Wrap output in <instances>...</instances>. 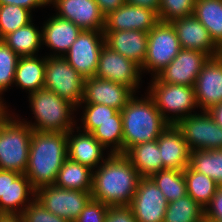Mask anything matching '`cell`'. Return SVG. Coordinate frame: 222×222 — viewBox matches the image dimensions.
Listing matches in <instances>:
<instances>
[{"instance_id": "cell-14", "label": "cell", "mask_w": 222, "mask_h": 222, "mask_svg": "<svg viewBox=\"0 0 222 222\" xmlns=\"http://www.w3.org/2000/svg\"><path fill=\"white\" fill-rule=\"evenodd\" d=\"M168 206L162 191L151 178H141L129 205L137 222H163Z\"/></svg>"}, {"instance_id": "cell-4", "label": "cell", "mask_w": 222, "mask_h": 222, "mask_svg": "<svg viewBox=\"0 0 222 222\" xmlns=\"http://www.w3.org/2000/svg\"><path fill=\"white\" fill-rule=\"evenodd\" d=\"M28 96L35 122H27L24 118L20 120L28 124L32 130L67 133L77 126L73 116L77 108L55 92L43 88Z\"/></svg>"}, {"instance_id": "cell-41", "label": "cell", "mask_w": 222, "mask_h": 222, "mask_svg": "<svg viewBox=\"0 0 222 222\" xmlns=\"http://www.w3.org/2000/svg\"><path fill=\"white\" fill-rule=\"evenodd\" d=\"M205 220L222 222V186H219L210 203L204 208Z\"/></svg>"}, {"instance_id": "cell-7", "label": "cell", "mask_w": 222, "mask_h": 222, "mask_svg": "<svg viewBox=\"0 0 222 222\" xmlns=\"http://www.w3.org/2000/svg\"><path fill=\"white\" fill-rule=\"evenodd\" d=\"M181 50L172 22L159 21L148 32L147 52L141 67L143 73L155 77L178 55Z\"/></svg>"}, {"instance_id": "cell-30", "label": "cell", "mask_w": 222, "mask_h": 222, "mask_svg": "<svg viewBox=\"0 0 222 222\" xmlns=\"http://www.w3.org/2000/svg\"><path fill=\"white\" fill-rule=\"evenodd\" d=\"M189 167L222 186V149L191 151Z\"/></svg>"}, {"instance_id": "cell-39", "label": "cell", "mask_w": 222, "mask_h": 222, "mask_svg": "<svg viewBox=\"0 0 222 222\" xmlns=\"http://www.w3.org/2000/svg\"><path fill=\"white\" fill-rule=\"evenodd\" d=\"M24 222H69L49 212L36 198L21 214Z\"/></svg>"}, {"instance_id": "cell-37", "label": "cell", "mask_w": 222, "mask_h": 222, "mask_svg": "<svg viewBox=\"0 0 222 222\" xmlns=\"http://www.w3.org/2000/svg\"><path fill=\"white\" fill-rule=\"evenodd\" d=\"M19 59L20 57L10 47L0 40V102L6 110L9 106H6L2 94L13 87Z\"/></svg>"}, {"instance_id": "cell-1", "label": "cell", "mask_w": 222, "mask_h": 222, "mask_svg": "<svg viewBox=\"0 0 222 222\" xmlns=\"http://www.w3.org/2000/svg\"><path fill=\"white\" fill-rule=\"evenodd\" d=\"M140 179L124 154H110L93 171L92 199L109 207L129 206Z\"/></svg>"}, {"instance_id": "cell-10", "label": "cell", "mask_w": 222, "mask_h": 222, "mask_svg": "<svg viewBox=\"0 0 222 222\" xmlns=\"http://www.w3.org/2000/svg\"><path fill=\"white\" fill-rule=\"evenodd\" d=\"M190 151L222 149V128L207 111L192 113L176 124Z\"/></svg>"}, {"instance_id": "cell-25", "label": "cell", "mask_w": 222, "mask_h": 222, "mask_svg": "<svg viewBox=\"0 0 222 222\" xmlns=\"http://www.w3.org/2000/svg\"><path fill=\"white\" fill-rule=\"evenodd\" d=\"M45 61L36 56L20 57L16 71L14 83L19 88L28 92V94L44 88L45 83Z\"/></svg>"}, {"instance_id": "cell-9", "label": "cell", "mask_w": 222, "mask_h": 222, "mask_svg": "<svg viewBox=\"0 0 222 222\" xmlns=\"http://www.w3.org/2000/svg\"><path fill=\"white\" fill-rule=\"evenodd\" d=\"M51 213L74 222L92 199L91 191L45 185L36 190L35 197Z\"/></svg>"}, {"instance_id": "cell-43", "label": "cell", "mask_w": 222, "mask_h": 222, "mask_svg": "<svg viewBox=\"0 0 222 222\" xmlns=\"http://www.w3.org/2000/svg\"><path fill=\"white\" fill-rule=\"evenodd\" d=\"M0 4L20 6L32 12V9L48 6L49 0H0Z\"/></svg>"}, {"instance_id": "cell-24", "label": "cell", "mask_w": 222, "mask_h": 222, "mask_svg": "<svg viewBox=\"0 0 222 222\" xmlns=\"http://www.w3.org/2000/svg\"><path fill=\"white\" fill-rule=\"evenodd\" d=\"M105 44L142 67L146 58L148 32L140 30L103 31Z\"/></svg>"}, {"instance_id": "cell-38", "label": "cell", "mask_w": 222, "mask_h": 222, "mask_svg": "<svg viewBox=\"0 0 222 222\" xmlns=\"http://www.w3.org/2000/svg\"><path fill=\"white\" fill-rule=\"evenodd\" d=\"M195 0H160L159 20L172 22L173 20L194 14Z\"/></svg>"}, {"instance_id": "cell-34", "label": "cell", "mask_w": 222, "mask_h": 222, "mask_svg": "<svg viewBox=\"0 0 222 222\" xmlns=\"http://www.w3.org/2000/svg\"><path fill=\"white\" fill-rule=\"evenodd\" d=\"M78 108L83 109V115L80 120L83 125L80 124L77 127L84 132L91 133L106 121H122L121 111L113 107L101 104H79L77 110Z\"/></svg>"}, {"instance_id": "cell-16", "label": "cell", "mask_w": 222, "mask_h": 222, "mask_svg": "<svg viewBox=\"0 0 222 222\" xmlns=\"http://www.w3.org/2000/svg\"><path fill=\"white\" fill-rule=\"evenodd\" d=\"M56 15L72 21L81 30L104 31L105 16L95 0H49Z\"/></svg>"}, {"instance_id": "cell-23", "label": "cell", "mask_w": 222, "mask_h": 222, "mask_svg": "<svg viewBox=\"0 0 222 222\" xmlns=\"http://www.w3.org/2000/svg\"><path fill=\"white\" fill-rule=\"evenodd\" d=\"M164 169H176L183 171L189 166L190 149L176 125L168 127L157 139Z\"/></svg>"}, {"instance_id": "cell-13", "label": "cell", "mask_w": 222, "mask_h": 222, "mask_svg": "<svg viewBox=\"0 0 222 222\" xmlns=\"http://www.w3.org/2000/svg\"><path fill=\"white\" fill-rule=\"evenodd\" d=\"M35 197L25 174L0 169V214L21 215Z\"/></svg>"}, {"instance_id": "cell-12", "label": "cell", "mask_w": 222, "mask_h": 222, "mask_svg": "<svg viewBox=\"0 0 222 222\" xmlns=\"http://www.w3.org/2000/svg\"><path fill=\"white\" fill-rule=\"evenodd\" d=\"M141 67L106 44L101 49L95 77L111 80L129 87L135 94L142 82Z\"/></svg>"}, {"instance_id": "cell-26", "label": "cell", "mask_w": 222, "mask_h": 222, "mask_svg": "<svg viewBox=\"0 0 222 222\" xmlns=\"http://www.w3.org/2000/svg\"><path fill=\"white\" fill-rule=\"evenodd\" d=\"M124 155L130 160L141 178H150L153 174L163 170V160L157 140L137 144Z\"/></svg>"}, {"instance_id": "cell-6", "label": "cell", "mask_w": 222, "mask_h": 222, "mask_svg": "<svg viewBox=\"0 0 222 222\" xmlns=\"http://www.w3.org/2000/svg\"><path fill=\"white\" fill-rule=\"evenodd\" d=\"M150 83L146 93L153 98L157 109L169 125H176L192 112H196L193 111L198 108L194 86L163 83L156 77H152Z\"/></svg>"}, {"instance_id": "cell-42", "label": "cell", "mask_w": 222, "mask_h": 222, "mask_svg": "<svg viewBox=\"0 0 222 222\" xmlns=\"http://www.w3.org/2000/svg\"><path fill=\"white\" fill-rule=\"evenodd\" d=\"M105 222H137L129 206L109 207Z\"/></svg>"}, {"instance_id": "cell-29", "label": "cell", "mask_w": 222, "mask_h": 222, "mask_svg": "<svg viewBox=\"0 0 222 222\" xmlns=\"http://www.w3.org/2000/svg\"><path fill=\"white\" fill-rule=\"evenodd\" d=\"M93 170L67 158L58 171L56 186L66 189L92 191Z\"/></svg>"}, {"instance_id": "cell-49", "label": "cell", "mask_w": 222, "mask_h": 222, "mask_svg": "<svg viewBox=\"0 0 222 222\" xmlns=\"http://www.w3.org/2000/svg\"><path fill=\"white\" fill-rule=\"evenodd\" d=\"M200 222H210V221L204 219V220H202V221H200Z\"/></svg>"}, {"instance_id": "cell-35", "label": "cell", "mask_w": 222, "mask_h": 222, "mask_svg": "<svg viewBox=\"0 0 222 222\" xmlns=\"http://www.w3.org/2000/svg\"><path fill=\"white\" fill-rule=\"evenodd\" d=\"M32 12L26 8L0 4V40L7 34L33 22Z\"/></svg>"}, {"instance_id": "cell-31", "label": "cell", "mask_w": 222, "mask_h": 222, "mask_svg": "<svg viewBox=\"0 0 222 222\" xmlns=\"http://www.w3.org/2000/svg\"><path fill=\"white\" fill-rule=\"evenodd\" d=\"M187 194L205 208L216 193L219 185L210 177L192 170L187 166L184 170Z\"/></svg>"}, {"instance_id": "cell-21", "label": "cell", "mask_w": 222, "mask_h": 222, "mask_svg": "<svg viewBox=\"0 0 222 222\" xmlns=\"http://www.w3.org/2000/svg\"><path fill=\"white\" fill-rule=\"evenodd\" d=\"M75 129L77 131H74ZM105 150L106 148L91 133L84 132L78 127L67 132L68 158L74 162L87 166L94 171L110 155L107 153V157L103 156Z\"/></svg>"}, {"instance_id": "cell-36", "label": "cell", "mask_w": 222, "mask_h": 222, "mask_svg": "<svg viewBox=\"0 0 222 222\" xmlns=\"http://www.w3.org/2000/svg\"><path fill=\"white\" fill-rule=\"evenodd\" d=\"M91 134L106 148L110 154H123L122 121H106ZM110 147V148H109Z\"/></svg>"}, {"instance_id": "cell-17", "label": "cell", "mask_w": 222, "mask_h": 222, "mask_svg": "<svg viewBox=\"0 0 222 222\" xmlns=\"http://www.w3.org/2000/svg\"><path fill=\"white\" fill-rule=\"evenodd\" d=\"M194 90L197 106L202 111L222 102V54L210 57L204 64Z\"/></svg>"}, {"instance_id": "cell-8", "label": "cell", "mask_w": 222, "mask_h": 222, "mask_svg": "<svg viewBox=\"0 0 222 222\" xmlns=\"http://www.w3.org/2000/svg\"><path fill=\"white\" fill-rule=\"evenodd\" d=\"M85 79L62 57L47 56L44 88L76 108L83 100Z\"/></svg>"}, {"instance_id": "cell-27", "label": "cell", "mask_w": 222, "mask_h": 222, "mask_svg": "<svg viewBox=\"0 0 222 222\" xmlns=\"http://www.w3.org/2000/svg\"><path fill=\"white\" fill-rule=\"evenodd\" d=\"M33 24L30 22L1 39L19 57L36 56L42 46V27L39 30Z\"/></svg>"}, {"instance_id": "cell-18", "label": "cell", "mask_w": 222, "mask_h": 222, "mask_svg": "<svg viewBox=\"0 0 222 222\" xmlns=\"http://www.w3.org/2000/svg\"><path fill=\"white\" fill-rule=\"evenodd\" d=\"M134 94L123 84L94 76L85 79L84 95L80 104H101L121 111Z\"/></svg>"}, {"instance_id": "cell-20", "label": "cell", "mask_w": 222, "mask_h": 222, "mask_svg": "<svg viewBox=\"0 0 222 222\" xmlns=\"http://www.w3.org/2000/svg\"><path fill=\"white\" fill-rule=\"evenodd\" d=\"M181 49H190L214 57L222 50L213 42L208 30L194 16H186L172 21Z\"/></svg>"}, {"instance_id": "cell-46", "label": "cell", "mask_w": 222, "mask_h": 222, "mask_svg": "<svg viewBox=\"0 0 222 222\" xmlns=\"http://www.w3.org/2000/svg\"><path fill=\"white\" fill-rule=\"evenodd\" d=\"M211 118L222 128V102L207 110Z\"/></svg>"}, {"instance_id": "cell-2", "label": "cell", "mask_w": 222, "mask_h": 222, "mask_svg": "<svg viewBox=\"0 0 222 222\" xmlns=\"http://www.w3.org/2000/svg\"><path fill=\"white\" fill-rule=\"evenodd\" d=\"M67 158V133L33 130L24 174L35 190L45 185H54L58 171Z\"/></svg>"}, {"instance_id": "cell-40", "label": "cell", "mask_w": 222, "mask_h": 222, "mask_svg": "<svg viewBox=\"0 0 222 222\" xmlns=\"http://www.w3.org/2000/svg\"><path fill=\"white\" fill-rule=\"evenodd\" d=\"M109 206L91 199L74 222H105Z\"/></svg>"}, {"instance_id": "cell-28", "label": "cell", "mask_w": 222, "mask_h": 222, "mask_svg": "<svg viewBox=\"0 0 222 222\" xmlns=\"http://www.w3.org/2000/svg\"><path fill=\"white\" fill-rule=\"evenodd\" d=\"M222 50V0H195L194 14Z\"/></svg>"}, {"instance_id": "cell-45", "label": "cell", "mask_w": 222, "mask_h": 222, "mask_svg": "<svg viewBox=\"0 0 222 222\" xmlns=\"http://www.w3.org/2000/svg\"><path fill=\"white\" fill-rule=\"evenodd\" d=\"M125 1L127 4L140 6L155 11L157 14L159 12L160 0H125Z\"/></svg>"}, {"instance_id": "cell-47", "label": "cell", "mask_w": 222, "mask_h": 222, "mask_svg": "<svg viewBox=\"0 0 222 222\" xmlns=\"http://www.w3.org/2000/svg\"><path fill=\"white\" fill-rule=\"evenodd\" d=\"M0 222H24L22 215L0 214Z\"/></svg>"}, {"instance_id": "cell-11", "label": "cell", "mask_w": 222, "mask_h": 222, "mask_svg": "<svg viewBox=\"0 0 222 222\" xmlns=\"http://www.w3.org/2000/svg\"><path fill=\"white\" fill-rule=\"evenodd\" d=\"M105 45L103 31L82 30L62 56L84 79L94 77L101 49Z\"/></svg>"}, {"instance_id": "cell-32", "label": "cell", "mask_w": 222, "mask_h": 222, "mask_svg": "<svg viewBox=\"0 0 222 222\" xmlns=\"http://www.w3.org/2000/svg\"><path fill=\"white\" fill-rule=\"evenodd\" d=\"M204 219V208L186 194L168 203L163 222H200Z\"/></svg>"}, {"instance_id": "cell-3", "label": "cell", "mask_w": 222, "mask_h": 222, "mask_svg": "<svg viewBox=\"0 0 222 222\" xmlns=\"http://www.w3.org/2000/svg\"><path fill=\"white\" fill-rule=\"evenodd\" d=\"M135 95L121 110L123 154L137 144L157 140L169 125L148 93L144 98Z\"/></svg>"}, {"instance_id": "cell-44", "label": "cell", "mask_w": 222, "mask_h": 222, "mask_svg": "<svg viewBox=\"0 0 222 222\" xmlns=\"http://www.w3.org/2000/svg\"><path fill=\"white\" fill-rule=\"evenodd\" d=\"M104 16L126 3L125 0H95Z\"/></svg>"}, {"instance_id": "cell-19", "label": "cell", "mask_w": 222, "mask_h": 222, "mask_svg": "<svg viewBox=\"0 0 222 222\" xmlns=\"http://www.w3.org/2000/svg\"><path fill=\"white\" fill-rule=\"evenodd\" d=\"M159 21V16L155 11L124 3L105 16L104 31L149 32Z\"/></svg>"}, {"instance_id": "cell-33", "label": "cell", "mask_w": 222, "mask_h": 222, "mask_svg": "<svg viewBox=\"0 0 222 222\" xmlns=\"http://www.w3.org/2000/svg\"><path fill=\"white\" fill-rule=\"evenodd\" d=\"M162 191L168 203L184 197L187 194L183 171L164 169L150 177Z\"/></svg>"}, {"instance_id": "cell-48", "label": "cell", "mask_w": 222, "mask_h": 222, "mask_svg": "<svg viewBox=\"0 0 222 222\" xmlns=\"http://www.w3.org/2000/svg\"><path fill=\"white\" fill-rule=\"evenodd\" d=\"M6 109L3 107V104L0 102V115L3 114Z\"/></svg>"}, {"instance_id": "cell-15", "label": "cell", "mask_w": 222, "mask_h": 222, "mask_svg": "<svg viewBox=\"0 0 222 222\" xmlns=\"http://www.w3.org/2000/svg\"><path fill=\"white\" fill-rule=\"evenodd\" d=\"M210 56L190 49H181L178 55L155 77L163 83L194 86L198 74Z\"/></svg>"}, {"instance_id": "cell-5", "label": "cell", "mask_w": 222, "mask_h": 222, "mask_svg": "<svg viewBox=\"0 0 222 222\" xmlns=\"http://www.w3.org/2000/svg\"><path fill=\"white\" fill-rule=\"evenodd\" d=\"M9 110L0 115V169L24 174L33 130Z\"/></svg>"}, {"instance_id": "cell-22", "label": "cell", "mask_w": 222, "mask_h": 222, "mask_svg": "<svg viewBox=\"0 0 222 222\" xmlns=\"http://www.w3.org/2000/svg\"><path fill=\"white\" fill-rule=\"evenodd\" d=\"M81 31L72 21L55 14L42 26V45L52 50L48 56H64Z\"/></svg>"}]
</instances>
